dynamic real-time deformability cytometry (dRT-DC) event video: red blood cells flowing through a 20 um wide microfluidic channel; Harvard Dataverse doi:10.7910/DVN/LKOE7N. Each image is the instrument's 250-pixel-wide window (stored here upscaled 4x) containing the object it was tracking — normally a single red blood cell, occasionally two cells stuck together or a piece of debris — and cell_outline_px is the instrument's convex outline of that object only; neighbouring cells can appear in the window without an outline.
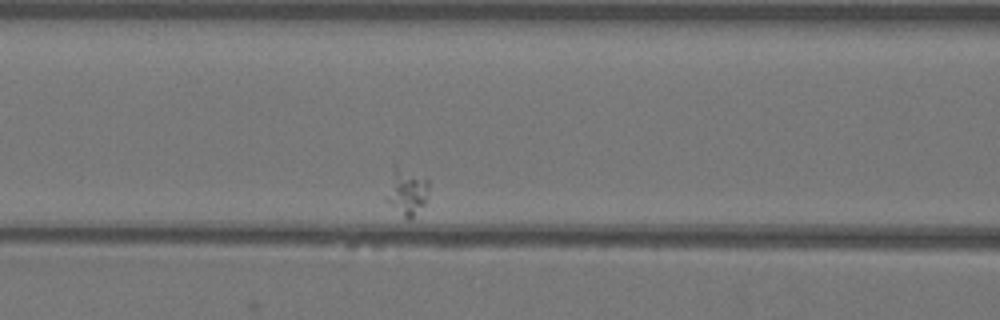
{"species": "Egyptian fruit bat (a non-hibernating species)", "species_latin": "Rousettus aegyptiacus", "temperature_condition": "warm", "stored_images_in_passage": 31, "camera_frame_rate_fps": 3000, "um_per_image_px": 0.085, "animal": {"sex": "female"}, "frame": {"image": 1, "passage_image": 9, "time_ms": 2.667, "image_size_px": [1000, 320], "cell_outline_px": [[428, 196], [424, 204], [408, 220], [384, 200], [384, 196], [392, 164], [396, 164], [428, 180]], "centroid_in_image_um": [34.49, 16.25], "position_along_channel_um": 132.1, "area_um2": 11.79}}